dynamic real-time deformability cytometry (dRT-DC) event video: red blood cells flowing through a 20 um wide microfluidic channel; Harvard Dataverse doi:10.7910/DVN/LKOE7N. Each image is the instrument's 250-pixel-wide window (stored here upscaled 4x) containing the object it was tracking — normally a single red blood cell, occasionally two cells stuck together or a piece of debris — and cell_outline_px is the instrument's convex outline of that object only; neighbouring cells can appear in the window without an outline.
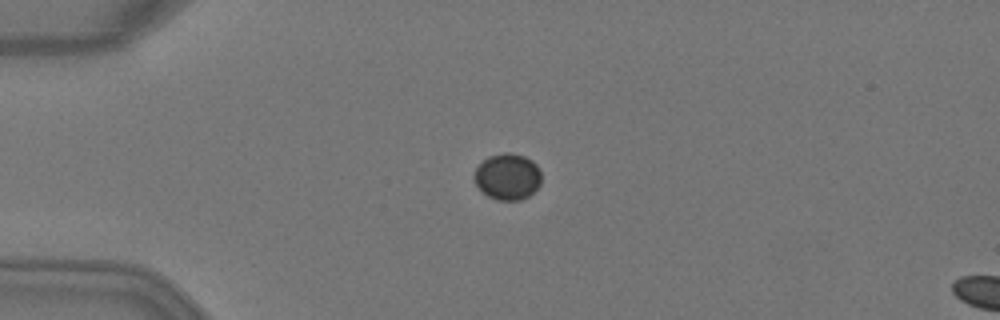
{"species": "Egyptian fruit bat (a non-hibernating species)", "species_latin": "Rousettus aegyptiacus", "temperature_condition": "warm", "stored_images_in_passage": 3, "camera_frame_rate_fps": 3000, "um_per_image_px": 0.085, "animal": {"sex": "female"}, "frame": {"image": 1, "passage_image": 2, "time_ms": 0.333, "image_size_px": [1000, 320], "cell_outline_px": [[540, 184], [528, 196], [520, 200], [496, 200], [488, 196], [476, 184], [472, 176], [476, 168], [488, 156], [504, 152], [508, 152], [524, 156], [532, 160], [536, 164], [540, 172]], "centroid_in_image_um": [43.12, 15.0], "position_along_channel_um": 41.9, "area_um2": 18.03}}